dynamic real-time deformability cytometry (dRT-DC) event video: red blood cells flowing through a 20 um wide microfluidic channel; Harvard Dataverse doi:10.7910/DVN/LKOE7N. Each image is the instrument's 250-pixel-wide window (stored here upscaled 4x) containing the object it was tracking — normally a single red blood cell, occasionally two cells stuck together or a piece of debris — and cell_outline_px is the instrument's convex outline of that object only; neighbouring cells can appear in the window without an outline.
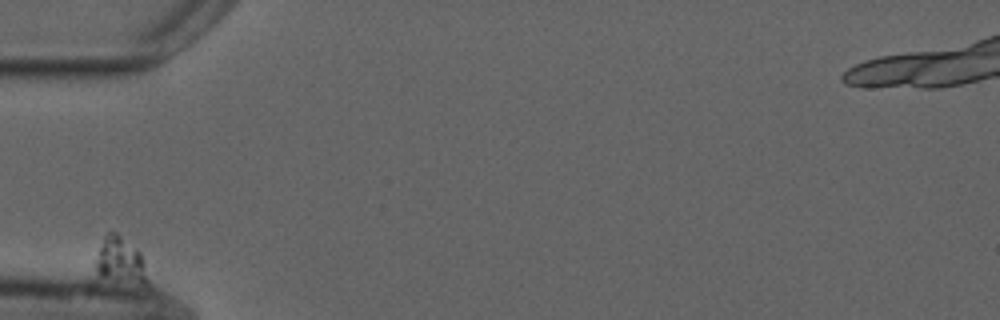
{"species": "common noctule bat (a hibernating species)", "species_latin": "Nyctalus noctula", "temperature_condition": "cold", "stored_images_in_passage": 36, "camera_frame_rate_fps": 3000, "um_per_image_px": 0.085, "animal": {"sex": "male", "forearm_length_mm": 52.5}, "frame": {"image": 1, "passage_image": 1, "time_ms": 0.0, "image_size_px": [1000, 320], "cell_outline_px": [[148, 284], [144, 284], [116, 280], [100, 276], [96, 268], [96, 264], [100, 248], [104, 236], [108, 232], [116, 232], [136, 248], [140, 252], [144, 264], [148, 280]], "centroid_in_image_um": [10.25, 22.14], "position_along_channel_um": 74.7, "area_um2": 13.47}}
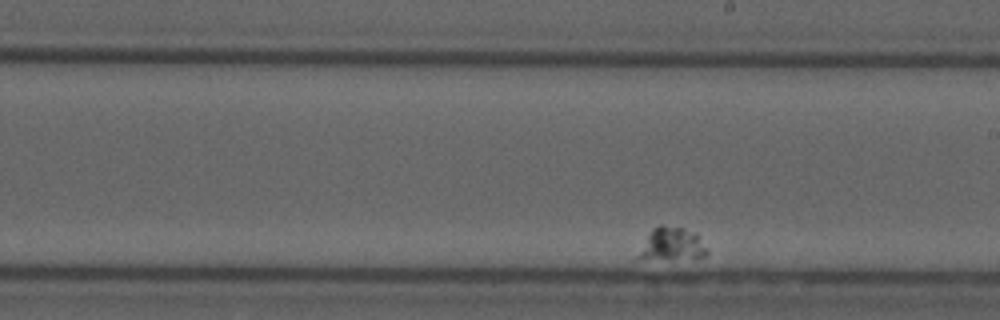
{"frame": {"image": 2, "passage_image": 21, "time_ms": 6.667, "image_size_px": [1000, 320], "cell_outline_px": [[708, 256], [696, 260], [636, 260], [636, 256], [652, 228], [660, 224], [664, 224], [684, 228], [696, 232], [708, 252]], "centroid_in_image_um": [57.12, 20.81], "position_along_channel_um": 231.9, "area_um2": 13.99}}
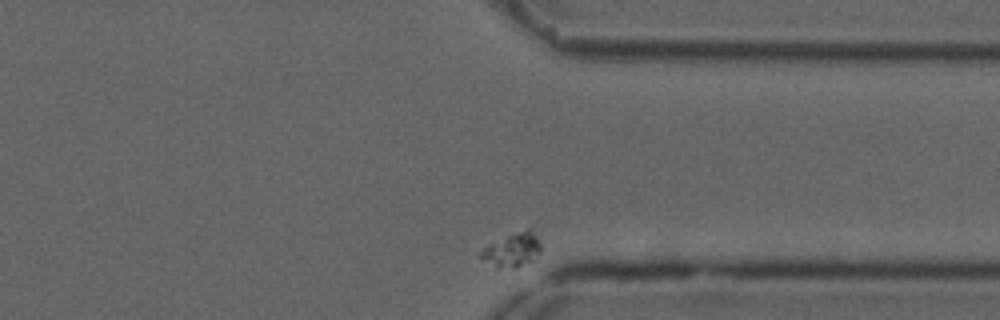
{"frame": {"image": 3, "passage_image": 36, "time_ms": 11.667, "image_size_px": [1000, 320], "cell_outline_px": [[540, 252], [532, 260], [516, 268], [496, 268], [476, 256], [488, 244], [532, 224], [540, 244]], "centroid_in_image_um": [43.55, 21.2], "position_along_channel_um": 367.9, "area_um2": 12.31}}